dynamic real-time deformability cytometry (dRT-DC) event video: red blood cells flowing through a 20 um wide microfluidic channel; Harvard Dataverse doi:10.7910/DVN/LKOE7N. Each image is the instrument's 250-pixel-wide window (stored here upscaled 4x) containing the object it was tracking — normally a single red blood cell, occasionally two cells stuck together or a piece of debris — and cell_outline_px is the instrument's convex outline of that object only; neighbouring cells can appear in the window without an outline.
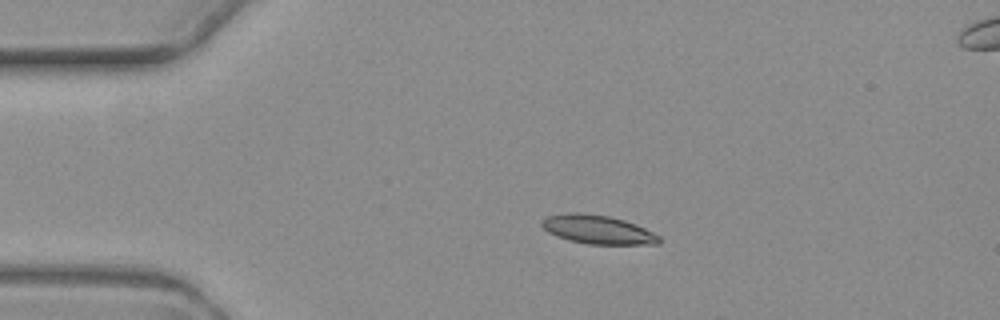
{"species": "common noctule bat (a hibernating species)", "species_latin": "Nyctalus noctula", "temperature_condition": "warm", "stored_images_in_passage": 5, "camera_frame_rate_fps": 3000, "um_per_image_px": 0.085, "animal": {"sex": "female", "body_mass_g": 19.3, "forearm_length_mm": 54.1}, "frame": {"image": 1, "passage_image": 3, "time_ms": 2.333, "image_size_px": [1000, 320], "cell_outline_px": [[660, 244], [588, 244], [568, 240], [556, 236], [548, 232], [540, 224], [540, 220], [548, 216], [568, 212], [584, 212], [608, 216], [624, 220], [636, 224], [660, 236]], "centroid_in_image_um": [50.78, 19.5], "position_along_channel_um": 34.2, "area_um2": 19.77}}